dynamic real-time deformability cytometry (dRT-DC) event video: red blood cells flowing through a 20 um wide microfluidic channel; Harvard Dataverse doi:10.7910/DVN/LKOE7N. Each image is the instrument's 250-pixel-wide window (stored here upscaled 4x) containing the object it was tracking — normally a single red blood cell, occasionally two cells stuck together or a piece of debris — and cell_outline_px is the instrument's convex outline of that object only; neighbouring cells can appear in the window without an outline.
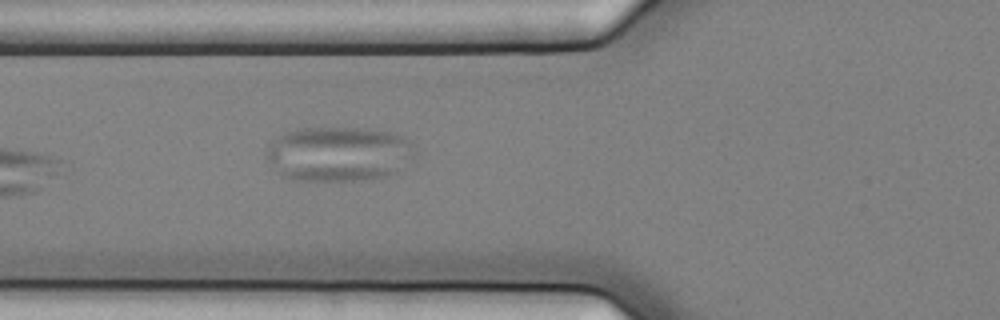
{"species": "common noctule bat (a hibernating species)", "species_latin": "Nyctalus noctula", "temperature_condition": "cold", "stored_images_in_passage": 7, "camera_frame_rate_fps": 3000, "um_per_image_px": 0.085, "animal": {"sex": "female", "body_mass_g": 25.1}, "frame": {"image": 1, "passage_image": 7, "time_ms": 2.0, "image_size_px": [1000, 320], "cell_outline_px": [[416, 152], [396, 172], [380, 176], [352, 180], [292, 180], [284, 176], [268, 160], [264, 152], [268, 144], [272, 140], [284, 132], [296, 128], [364, 128], [388, 132], [412, 144]], "centroid_in_image_um": [28.69, 13.06], "position_along_channel_um": 97.1, "area_um2": 46.7}}